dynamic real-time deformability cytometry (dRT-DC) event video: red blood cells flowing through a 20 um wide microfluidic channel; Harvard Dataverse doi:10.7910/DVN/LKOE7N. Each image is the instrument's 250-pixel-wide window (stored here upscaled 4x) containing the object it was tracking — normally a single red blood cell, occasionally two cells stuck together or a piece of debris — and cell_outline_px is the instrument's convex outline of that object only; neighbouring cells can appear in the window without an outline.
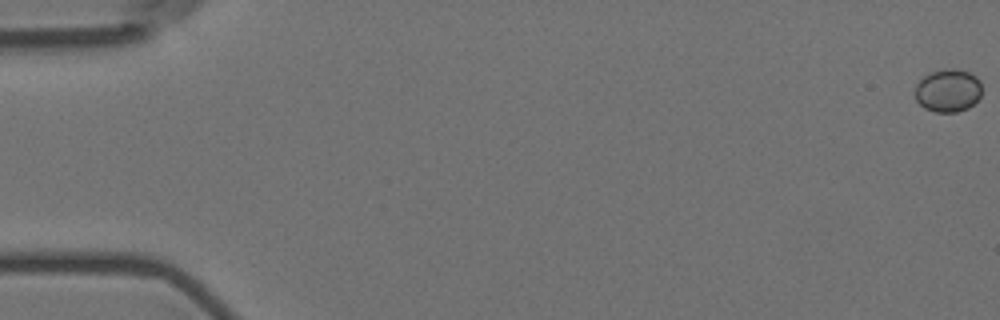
{"species": "Egyptian fruit bat (a non-hibernating species)", "species_latin": "Rousettus aegyptiacus", "temperature_condition": "room temperature", "stored_images_in_passage": 34, "camera_frame_rate_fps": 3000, "um_per_image_px": 0.085, "animal": {"sex": "female"}, "frame": {"image": 1, "passage_image": 1, "time_ms": 0.0, "image_size_px": [1000, 320], "cell_outline_px": [[980, 96], [968, 108], [956, 112], [936, 112], [924, 108], [916, 100], [912, 92], [916, 84], [924, 76], [932, 72], [944, 68], [956, 68], [968, 72], [976, 76], [980, 80]], "centroid_in_image_um": [80.54, 7.69], "position_along_channel_um": 4.5, "area_um2": 16.88}}
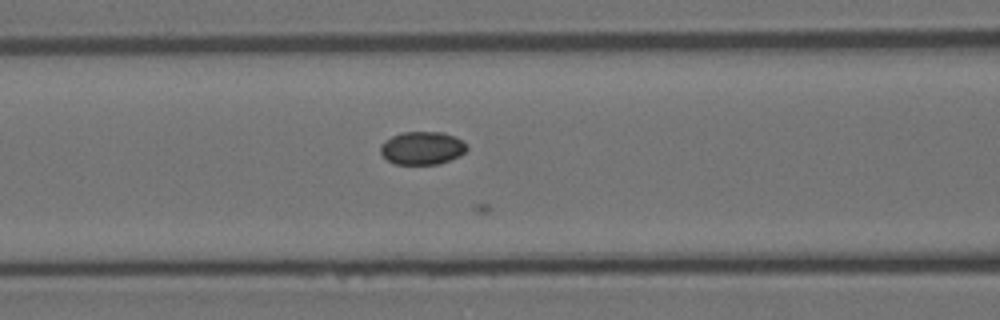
{"frame": {"image": 2, "passage_image": 25, "time_ms": 8.0, "image_size_px": [1000, 320], "cell_outline_px": [[468, 148], [460, 156], [440, 164], [396, 164], [388, 160], [380, 152], [380, 144], [384, 140], [400, 132], [444, 132], [468, 144]], "centroid_in_image_um": [35.88, 12.58], "position_along_channel_um": 130.7, "area_um2": 16.7}}